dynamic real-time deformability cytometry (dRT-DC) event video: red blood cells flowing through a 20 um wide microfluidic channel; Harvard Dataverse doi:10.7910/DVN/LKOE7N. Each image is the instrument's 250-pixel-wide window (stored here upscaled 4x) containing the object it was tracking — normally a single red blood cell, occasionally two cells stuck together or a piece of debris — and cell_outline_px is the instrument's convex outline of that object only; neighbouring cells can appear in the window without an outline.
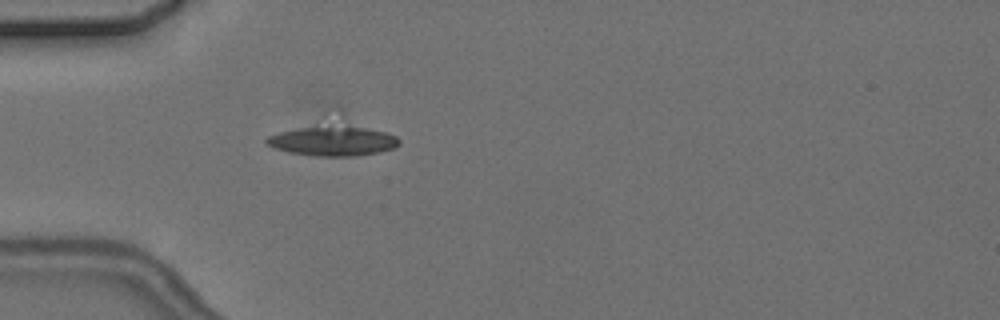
{"species": "common noctule bat (a hibernating species)", "species_latin": "Nyctalus noctula", "temperature_condition": "cold", "stored_images_in_passage": 5, "camera_frame_rate_fps": 3000, "um_per_image_px": 0.085, "animal": {"sex": "female", "body_mass_g": 24.6, "forearm_length_mm": 56.2}, "frame": {"image": 1, "passage_image": 5, "time_ms": 6.667, "image_size_px": [1000, 320], "cell_outline_px": [[400, 144], [396, 148], [380, 152], [352, 156], [316, 156], [288, 152], [272, 148], [264, 144], [264, 140], [268, 136], [280, 132], [300, 128], [364, 128], [388, 132], [396, 136], [400, 140]], "centroid_in_image_um": [28.29, 12.03], "position_along_channel_um": 56.7, "area_um2": 22.37}}